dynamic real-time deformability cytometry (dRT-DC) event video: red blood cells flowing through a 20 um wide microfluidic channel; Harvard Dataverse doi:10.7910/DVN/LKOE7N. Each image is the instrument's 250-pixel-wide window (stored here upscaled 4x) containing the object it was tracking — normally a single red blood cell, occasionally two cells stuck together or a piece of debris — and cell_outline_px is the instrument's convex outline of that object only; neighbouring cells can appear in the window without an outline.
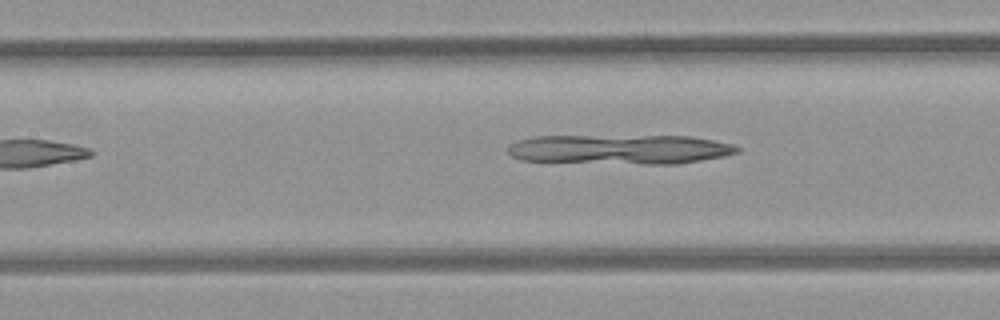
{"species": "common noctule bat (a hibernating species)", "species_latin": "Nyctalus noctula", "temperature_condition": "room temperature", "stored_images_in_passage": 5, "camera_frame_rate_fps": 3000, "um_per_image_px": 0.085, "animal": {"sex": "female", "body_mass_g": 21.9}, "frame": {"image": 1, "passage_image": 4, "time_ms": 3.667, "image_size_px": [1000, 320], "cell_outline_px": [[740, 152], [724, 156], [676, 164], [644, 164], [520, 160], [512, 156], [508, 152], [508, 144], [516, 140], [536, 136], [692, 136], [732, 144], [740, 148]], "centroid_in_image_um": [52.69, 12.69], "position_along_channel_um": 154.7, "area_um2": 39.59}}
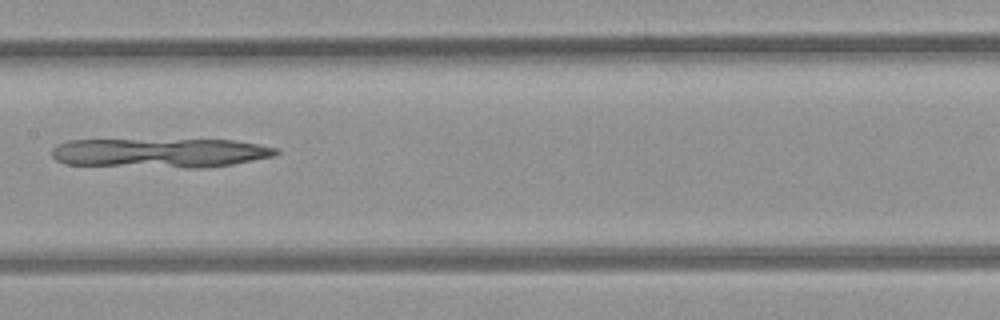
{"frame": {"image": 2, "passage_image": 5, "time_ms": 4.667, "image_size_px": [1000, 320], "cell_outline_px": [[280, 152], [272, 156], [232, 164], [204, 168], [184, 168], [64, 164], [56, 160], [52, 156], [52, 148], [56, 144], [68, 140], [236, 140], [260, 144], [280, 148]], "centroid_in_image_um": [13.62, 12.99], "position_along_channel_um": 193.8, "area_um2": 38.67}}